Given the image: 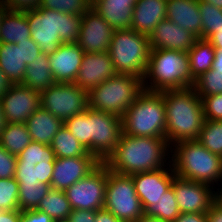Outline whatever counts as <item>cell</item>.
Returning a JSON list of instances; mask_svg holds the SVG:
<instances>
[{"instance_id":"6f0895ef","label":"cell","mask_w":222,"mask_h":222,"mask_svg":"<svg viewBox=\"0 0 222 222\" xmlns=\"http://www.w3.org/2000/svg\"><path fill=\"white\" fill-rule=\"evenodd\" d=\"M6 124H7V122H6L5 115H4V112L2 109V104L0 101V135H1V132L3 131V129L5 128Z\"/></svg>"},{"instance_id":"4316f807","label":"cell","mask_w":222,"mask_h":222,"mask_svg":"<svg viewBox=\"0 0 222 222\" xmlns=\"http://www.w3.org/2000/svg\"><path fill=\"white\" fill-rule=\"evenodd\" d=\"M55 83L49 64V55L41 52L35 61L27 64L22 84L41 93Z\"/></svg>"},{"instance_id":"d6986e66","label":"cell","mask_w":222,"mask_h":222,"mask_svg":"<svg viewBox=\"0 0 222 222\" xmlns=\"http://www.w3.org/2000/svg\"><path fill=\"white\" fill-rule=\"evenodd\" d=\"M116 74L108 51L84 53L82 64L74 83L89 92Z\"/></svg>"},{"instance_id":"7c38bea8","label":"cell","mask_w":222,"mask_h":222,"mask_svg":"<svg viewBox=\"0 0 222 222\" xmlns=\"http://www.w3.org/2000/svg\"><path fill=\"white\" fill-rule=\"evenodd\" d=\"M108 167L101 162L91 173L65 190L72 210L104 208Z\"/></svg>"},{"instance_id":"f1b7e54d","label":"cell","mask_w":222,"mask_h":222,"mask_svg":"<svg viewBox=\"0 0 222 222\" xmlns=\"http://www.w3.org/2000/svg\"><path fill=\"white\" fill-rule=\"evenodd\" d=\"M187 53L191 76L194 80L211 69L215 57V48L207 39L198 38Z\"/></svg>"},{"instance_id":"60d3db41","label":"cell","mask_w":222,"mask_h":222,"mask_svg":"<svg viewBox=\"0 0 222 222\" xmlns=\"http://www.w3.org/2000/svg\"><path fill=\"white\" fill-rule=\"evenodd\" d=\"M199 97L202 99L205 119L222 120V93Z\"/></svg>"},{"instance_id":"680465c9","label":"cell","mask_w":222,"mask_h":222,"mask_svg":"<svg viewBox=\"0 0 222 222\" xmlns=\"http://www.w3.org/2000/svg\"><path fill=\"white\" fill-rule=\"evenodd\" d=\"M200 1L207 2L217 8L222 9V0H200Z\"/></svg>"},{"instance_id":"9f6ffc18","label":"cell","mask_w":222,"mask_h":222,"mask_svg":"<svg viewBox=\"0 0 222 222\" xmlns=\"http://www.w3.org/2000/svg\"><path fill=\"white\" fill-rule=\"evenodd\" d=\"M217 190V192L214 191V203L222 208V188Z\"/></svg>"},{"instance_id":"b9f144b4","label":"cell","mask_w":222,"mask_h":222,"mask_svg":"<svg viewBox=\"0 0 222 222\" xmlns=\"http://www.w3.org/2000/svg\"><path fill=\"white\" fill-rule=\"evenodd\" d=\"M17 156L9 153L0 145V178H14Z\"/></svg>"},{"instance_id":"cb8c5ba5","label":"cell","mask_w":222,"mask_h":222,"mask_svg":"<svg viewBox=\"0 0 222 222\" xmlns=\"http://www.w3.org/2000/svg\"><path fill=\"white\" fill-rule=\"evenodd\" d=\"M137 0H101L91 7L115 30L131 29Z\"/></svg>"},{"instance_id":"f35d334b","label":"cell","mask_w":222,"mask_h":222,"mask_svg":"<svg viewBox=\"0 0 222 222\" xmlns=\"http://www.w3.org/2000/svg\"><path fill=\"white\" fill-rule=\"evenodd\" d=\"M38 8L66 14L84 15L91 6L88 0H41Z\"/></svg>"},{"instance_id":"bcb514c9","label":"cell","mask_w":222,"mask_h":222,"mask_svg":"<svg viewBox=\"0 0 222 222\" xmlns=\"http://www.w3.org/2000/svg\"><path fill=\"white\" fill-rule=\"evenodd\" d=\"M96 211L95 210H71L68 217L70 222H95Z\"/></svg>"},{"instance_id":"484cf974","label":"cell","mask_w":222,"mask_h":222,"mask_svg":"<svg viewBox=\"0 0 222 222\" xmlns=\"http://www.w3.org/2000/svg\"><path fill=\"white\" fill-rule=\"evenodd\" d=\"M29 38H31V29L26 12L7 10L2 17L0 43L17 44Z\"/></svg>"},{"instance_id":"f546056e","label":"cell","mask_w":222,"mask_h":222,"mask_svg":"<svg viewBox=\"0 0 222 222\" xmlns=\"http://www.w3.org/2000/svg\"><path fill=\"white\" fill-rule=\"evenodd\" d=\"M31 142L26 123H7L0 135V145L16 156Z\"/></svg>"},{"instance_id":"e0dca14e","label":"cell","mask_w":222,"mask_h":222,"mask_svg":"<svg viewBox=\"0 0 222 222\" xmlns=\"http://www.w3.org/2000/svg\"><path fill=\"white\" fill-rule=\"evenodd\" d=\"M168 166L166 169L163 167L155 171L130 175L144 211L150 205L157 204L161 196L171 188L175 173L171 162Z\"/></svg>"},{"instance_id":"9c48e42d","label":"cell","mask_w":222,"mask_h":222,"mask_svg":"<svg viewBox=\"0 0 222 222\" xmlns=\"http://www.w3.org/2000/svg\"><path fill=\"white\" fill-rule=\"evenodd\" d=\"M104 209L121 222H135L145 214L130 175H121L108 169Z\"/></svg>"},{"instance_id":"ffe728a7","label":"cell","mask_w":222,"mask_h":222,"mask_svg":"<svg viewBox=\"0 0 222 222\" xmlns=\"http://www.w3.org/2000/svg\"><path fill=\"white\" fill-rule=\"evenodd\" d=\"M150 49H167L188 52L198 37L171 20H161L148 36Z\"/></svg>"},{"instance_id":"8d00e7d4","label":"cell","mask_w":222,"mask_h":222,"mask_svg":"<svg viewBox=\"0 0 222 222\" xmlns=\"http://www.w3.org/2000/svg\"><path fill=\"white\" fill-rule=\"evenodd\" d=\"M198 7L202 20V39L222 30V9L199 0Z\"/></svg>"},{"instance_id":"8fae6325","label":"cell","mask_w":222,"mask_h":222,"mask_svg":"<svg viewBox=\"0 0 222 222\" xmlns=\"http://www.w3.org/2000/svg\"><path fill=\"white\" fill-rule=\"evenodd\" d=\"M40 95L41 107L63 123L88 109V92L75 83L56 82Z\"/></svg>"},{"instance_id":"6125c7cd","label":"cell","mask_w":222,"mask_h":222,"mask_svg":"<svg viewBox=\"0 0 222 222\" xmlns=\"http://www.w3.org/2000/svg\"><path fill=\"white\" fill-rule=\"evenodd\" d=\"M54 222H70L68 219H64V220H57V221H54Z\"/></svg>"},{"instance_id":"44dd1931","label":"cell","mask_w":222,"mask_h":222,"mask_svg":"<svg viewBox=\"0 0 222 222\" xmlns=\"http://www.w3.org/2000/svg\"><path fill=\"white\" fill-rule=\"evenodd\" d=\"M84 51L77 43H63L49 55L51 72L56 82L74 83L81 67Z\"/></svg>"},{"instance_id":"e575fe53","label":"cell","mask_w":222,"mask_h":222,"mask_svg":"<svg viewBox=\"0 0 222 222\" xmlns=\"http://www.w3.org/2000/svg\"><path fill=\"white\" fill-rule=\"evenodd\" d=\"M197 141L211 153L222 157V120L205 119Z\"/></svg>"},{"instance_id":"ac0fdd59","label":"cell","mask_w":222,"mask_h":222,"mask_svg":"<svg viewBox=\"0 0 222 222\" xmlns=\"http://www.w3.org/2000/svg\"><path fill=\"white\" fill-rule=\"evenodd\" d=\"M100 163L96 156L56 157L50 186L52 189L65 191L91 173Z\"/></svg>"},{"instance_id":"1f68e13d","label":"cell","mask_w":222,"mask_h":222,"mask_svg":"<svg viewBox=\"0 0 222 222\" xmlns=\"http://www.w3.org/2000/svg\"><path fill=\"white\" fill-rule=\"evenodd\" d=\"M37 210L57 221L68 219L72 209L65 191L51 188L39 203Z\"/></svg>"},{"instance_id":"94428289","label":"cell","mask_w":222,"mask_h":222,"mask_svg":"<svg viewBox=\"0 0 222 222\" xmlns=\"http://www.w3.org/2000/svg\"><path fill=\"white\" fill-rule=\"evenodd\" d=\"M88 1L90 3V6H92L94 3L101 1V0H88Z\"/></svg>"},{"instance_id":"11a10c76","label":"cell","mask_w":222,"mask_h":222,"mask_svg":"<svg viewBox=\"0 0 222 222\" xmlns=\"http://www.w3.org/2000/svg\"><path fill=\"white\" fill-rule=\"evenodd\" d=\"M135 222H165L160 220L159 218L156 217H150L147 215H142L138 220H136Z\"/></svg>"},{"instance_id":"d4e9b609","label":"cell","mask_w":222,"mask_h":222,"mask_svg":"<svg viewBox=\"0 0 222 222\" xmlns=\"http://www.w3.org/2000/svg\"><path fill=\"white\" fill-rule=\"evenodd\" d=\"M26 125L32 141L50 145L64 123L40 107L28 118Z\"/></svg>"},{"instance_id":"db71d44e","label":"cell","mask_w":222,"mask_h":222,"mask_svg":"<svg viewBox=\"0 0 222 222\" xmlns=\"http://www.w3.org/2000/svg\"><path fill=\"white\" fill-rule=\"evenodd\" d=\"M211 69L222 72V49H215V57Z\"/></svg>"},{"instance_id":"83f0119b","label":"cell","mask_w":222,"mask_h":222,"mask_svg":"<svg viewBox=\"0 0 222 222\" xmlns=\"http://www.w3.org/2000/svg\"><path fill=\"white\" fill-rule=\"evenodd\" d=\"M21 45L0 43V69L12 84H22L26 71Z\"/></svg>"},{"instance_id":"3957f363","label":"cell","mask_w":222,"mask_h":222,"mask_svg":"<svg viewBox=\"0 0 222 222\" xmlns=\"http://www.w3.org/2000/svg\"><path fill=\"white\" fill-rule=\"evenodd\" d=\"M26 16L31 39L45 54H53L63 43L78 42L82 15L37 8L26 11Z\"/></svg>"},{"instance_id":"f907efd6","label":"cell","mask_w":222,"mask_h":222,"mask_svg":"<svg viewBox=\"0 0 222 222\" xmlns=\"http://www.w3.org/2000/svg\"><path fill=\"white\" fill-rule=\"evenodd\" d=\"M95 222H121L104 208L96 211Z\"/></svg>"},{"instance_id":"74e56055","label":"cell","mask_w":222,"mask_h":222,"mask_svg":"<svg viewBox=\"0 0 222 222\" xmlns=\"http://www.w3.org/2000/svg\"><path fill=\"white\" fill-rule=\"evenodd\" d=\"M198 96H209L222 93V72L213 71L202 73L195 79L193 85Z\"/></svg>"},{"instance_id":"7a4b0ae2","label":"cell","mask_w":222,"mask_h":222,"mask_svg":"<svg viewBox=\"0 0 222 222\" xmlns=\"http://www.w3.org/2000/svg\"><path fill=\"white\" fill-rule=\"evenodd\" d=\"M166 113V140L170 146L198 140L205 121L202 99L193 86L162 91Z\"/></svg>"},{"instance_id":"836d02e7","label":"cell","mask_w":222,"mask_h":222,"mask_svg":"<svg viewBox=\"0 0 222 222\" xmlns=\"http://www.w3.org/2000/svg\"><path fill=\"white\" fill-rule=\"evenodd\" d=\"M145 215L159 218L165 222H173L180 215L173 188L171 187L165 192L157 204L150 205L145 210Z\"/></svg>"},{"instance_id":"ee69618b","label":"cell","mask_w":222,"mask_h":222,"mask_svg":"<svg viewBox=\"0 0 222 222\" xmlns=\"http://www.w3.org/2000/svg\"><path fill=\"white\" fill-rule=\"evenodd\" d=\"M2 4L12 11L26 12L37 9L41 0H0Z\"/></svg>"},{"instance_id":"d6a6232c","label":"cell","mask_w":222,"mask_h":222,"mask_svg":"<svg viewBox=\"0 0 222 222\" xmlns=\"http://www.w3.org/2000/svg\"><path fill=\"white\" fill-rule=\"evenodd\" d=\"M50 189L51 186L45 183H19V210L37 209Z\"/></svg>"},{"instance_id":"9a60e30c","label":"cell","mask_w":222,"mask_h":222,"mask_svg":"<svg viewBox=\"0 0 222 222\" xmlns=\"http://www.w3.org/2000/svg\"><path fill=\"white\" fill-rule=\"evenodd\" d=\"M0 101L7 123H26L41 107L40 92L23 84H12Z\"/></svg>"},{"instance_id":"8992f818","label":"cell","mask_w":222,"mask_h":222,"mask_svg":"<svg viewBox=\"0 0 222 222\" xmlns=\"http://www.w3.org/2000/svg\"><path fill=\"white\" fill-rule=\"evenodd\" d=\"M123 133L166 138V113L162 92L143 90L122 117Z\"/></svg>"},{"instance_id":"91938a15","label":"cell","mask_w":222,"mask_h":222,"mask_svg":"<svg viewBox=\"0 0 222 222\" xmlns=\"http://www.w3.org/2000/svg\"><path fill=\"white\" fill-rule=\"evenodd\" d=\"M8 9L2 4V2L0 1V27L2 24V17L4 15V13L7 11Z\"/></svg>"},{"instance_id":"603a6c76","label":"cell","mask_w":222,"mask_h":222,"mask_svg":"<svg viewBox=\"0 0 222 222\" xmlns=\"http://www.w3.org/2000/svg\"><path fill=\"white\" fill-rule=\"evenodd\" d=\"M199 0H167L166 18L202 38Z\"/></svg>"},{"instance_id":"7402d4cb","label":"cell","mask_w":222,"mask_h":222,"mask_svg":"<svg viewBox=\"0 0 222 222\" xmlns=\"http://www.w3.org/2000/svg\"><path fill=\"white\" fill-rule=\"evenodd\" d=\"M167 0H137L132 13L131 29L149 36L166 18Z\"/></svg>"},{"instance_id":"f6af8a7d","label":"cell","mask_w":222,"mask_h":222,"mask_svg":"<svg viewBox=\"0 0 222 222\" xmlns=\"http://www.w3.org/2000/svg\"><path fill=\"white\" fill-rule=\"evenodd\" d=\"M19 222H54V220L37 209L21 211Z\"/></svg>"},{"instance_id":"7dc6e473","label":"cell","mask_w":222,"mask_h":222,"mask_svg":"<svg viewBox=\"0 0 222 222\" xmlns=\"http://www.w3.org/2000/svg\"><path fill=\"white\" fill-rule=\"evenodd\" d=\"M173 222H207V216L202 213H180Z\"/></svg>"},{"instance_id":"d590c367","label":"cell","mask_w":222,"mask_h":222,"mask_svg":"<svg viewBox=\"0 0 222 222\" xmlns=\"http://www.w3.org/2000/svg\"><path fill=\"white\" fill-rule=\"evenodd\" d=\"M64 125L90 153V108L67 119Z\"/></svg>"},{"instance_id":"6da1fadb","label":"cell","mask_w":222,"mask_h":222,"mask_svg":"<svg viewBox=\"0 0 222 222\" xmlns=\"http://www.w3.org/2000/svg\"><path fill=\"white\" fill-rule=\"evenodd\" d=\"M169 148L166 138L139 137L122 132L115 150L104 163L110 171L121 175L155 171L170 163L167 159H170Z\"/></svg>"},{"instance_id":"f5cc1de1","label":"cell","mask_w":222,"mask_h":222,"mask_svg":"<svg viewBox=\"0 0 222 222\" xmlns=\"http://www.w3.org/2000/svg\"><path fill=\"white\" fill-rule=\"evenodd\" d=\"M207 40L213 45L215 49H222V30L211 34Z\"/></svg>"},{"instance_id":"4fadbf2b","label":"cell","mask_w":222,"mask_h":222,"mask_svg":"<svg viewBox=\"0 0 222 222\" xmlns=\"http://www.w3.org/2000/svg\"><path fill=\"white\" fill-rule=\"evenodd\" d=\"M122 132L121 117L90 109V153L101 162L115 150Z\"/></svg>"},{"instance_id":"ab89813d","label":"cell","mask_w":222,"mask_h":222,"mask_svg":"<svg viewBox=\"0 0 222 222\" xmlns=\"http://www.w3.org/2000/svg\"><path fill=\"white\" fill-rule=\"evenodd\" d=\"M19 183L15 178H0V211L19 210Z\"/></svg>"},{"instance_id":"7bdbcfd3","label":"cell","mask_w":222,"mask_h":222,"mask_svg":"<svg viewBox=\"0 0 222 222\" xmlns=\"http://www.w3.org/2000/svg\"><path fill=\"white\" fill-rule=\"evenodd\" d=\"M17 45H21L22 60L26 66L36 60L38 55L42 52L39 46L31 39L18 42Z\"/></svg>"},{"instance_id":"ba28073f","label":"cell","mask_w":222,"mask_h":222,"mask_svg":"<svg viewBox=\"0 0 222 222\" xmlns=\"http://www.w3.org/2000/svg\"><path fill=\"white\" fill-rule=\"evenodd\" d=\"M143 90L142 78L116 74L88 92V108L122 118Z\"/></svg>"},{"instance_id":"52a82bcc","label":"cell","mask_w":222,"mask_h":222,"mask_svg":"<svg viewBox=\"0 0 222 222\" xmlns=\"http://www.w3.org/2000/svg\"><path fill=\"white\" fill-rule=\"evenodd\" d=\"M149 38L132 29L114 30L109 55L117 74L144 78L150 58Z\"/></svg>"},{"instance_id":"5bb4252c","label":"cell","mask_w":222,"mask_h":222,"mask_svg":"<svg viewBox=\"0 0 222 222\" xmlns=\"http://www.w3.org/2000/svg\"><path fill=\"white\" fill-rule=\"evenodd\" d=\"M171 187L174 190L180 213L206 214L214 203L215 188L207 183L175 175Z\"/></svg>"},{"instance_id":"4dcf8cb0","label":"cell","mask_w":222,"mask_h":222,"mask_svg":"<svg viewBox=\"0 0 222 222\" xmlns=\"http://www.w3.org/2000/svg\"><path fill=\"white\" fill-rule=\"evenodd\" d=\"M50 146L54 151L55 157L58 158L94 156L80 144L65 125H63L53 137Z\"/></svg>"},{"instance_id":"277c9868","label":"cell","mask_w":222,"mask_h":222,"mask_svg":"<svg viewBox=\"0 0 222 222\" xmlns=\"http://www.w3.org/2000/svg\"><path fill=\"white\" fill-rule=\"evenodd\" d=\"M194 83L187 52L167 49L150 50L148 68L143 78L144 90L162 92L190 87Z\"/></svg>"},{"instance_id":"30bf717a","label":"cell","mask_w":222,"mask_h":222,"mask_svg":"<svg viewBox=\"0 0 222 222\" xmlns=\"http://www.w3.org/2000/svg\"><path fill=\"white\" fill-rule=\"evenodd\" d=\"M55 154L50 145L32 141L17 156L15 179L18 183L51 184Z\"/></svg>"},{"instance_id":"5b68a950","label":"cell","mask_w":222,"mask_h":222,"mask_svg":"<svg viewBox=\"0 0 222 222\" xmlns=\"http://www.w3.org/2000/svg\"><path fill=\"white\" fill-rule=\"evenodd\" d=\"M170 149L175 175L209 185L222 182V157L211 153L197 140L181 141Z\"/></svg>"},{"instance_id":"c3c4849f","label":"cell","mask_w":222,"mask_h":222,"mask_svg":"<svg viewBox=\"0 0 222 222\" xmlns=\"http://www.w3.org/2000/svg\"><path fill=\"white\" fill-rule=\"evenodd\" d=\"M206 216L207 222H222V208L213 203Z\"/></svg>"},{"instance_id":"681fc988","label":"cell","mask_w":222,"mask_h":222,"mask_svg":"<svg viewBox=\"0 0 222 222\" xmlns=\"http://www.w3.org/2000/svg\"><path fill=\"white\" fill-rule=\"evenodd\" d=\"M20 210L0 211V222H19Z\"/></svg>"},{"instance_id":"816d5d0a","label":"cell","mask_w":222,"mask_h":222,"mask_svg":"<svg viewBox=\"0 0 222 222\" xmlns=\"http://www.w3.org/2000/svg\"><path fill=\"white\" fill-rule=\"evenodd\" d=\"M12 83L9 81L5 73L0 69V100L10 89Z\"/></svg>"},{"instance_id":"2e32d148","label":"cell","mask_w":222,"mask_h":222,"mask_svg":"<svg viewBox=\"0 0 222 222\" xmlns=\"http://www.w3.org/2000/svg\"><path fill=\"white\" fill-rule=\"evenodd\" d=\"M114 28L91 7L84 15L77 44L84 53L106 52L109 50Z\"/></svg>"}]
</instances>
